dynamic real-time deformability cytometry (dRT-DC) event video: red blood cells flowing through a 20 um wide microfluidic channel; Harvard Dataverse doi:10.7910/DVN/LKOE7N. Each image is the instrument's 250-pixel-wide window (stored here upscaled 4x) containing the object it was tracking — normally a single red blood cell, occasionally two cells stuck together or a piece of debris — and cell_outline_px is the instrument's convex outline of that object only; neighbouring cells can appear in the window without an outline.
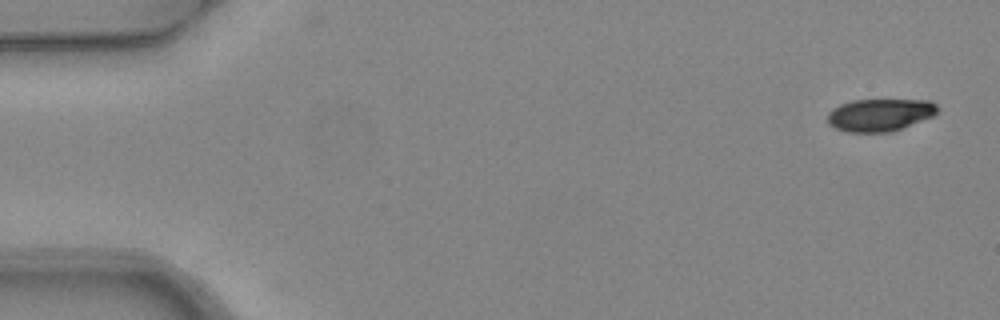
{"species": "common noctule bat (a hibernating species)", "species_latin": "Nyctalus noctula", "temperature_condition": "warm", "stored_images_in_passage": 5, "camera_frame_rate_fps": 3000, "um_per_image_px": 0.085, "animal": {"sex": "female", "body_mass_g": 24.6, "forearm_length_mm": 56.2}, "frame": {"image": 1, "passage_image": 1, "time_ms": 0.0, "image_size_px": [1000, 320], "cell_outline_px": [[936, 112], [932, 116], [892, 132], [848, 132], [836, 128], [828, 124], [828, 112], [832, 108], [840, 104], [852, 100], [932, 100], [936, 104]], "centroid_in_image_um": [74.76, 9.76], "position_along_channel_um": 10.2, "area_um2": 20.75}}
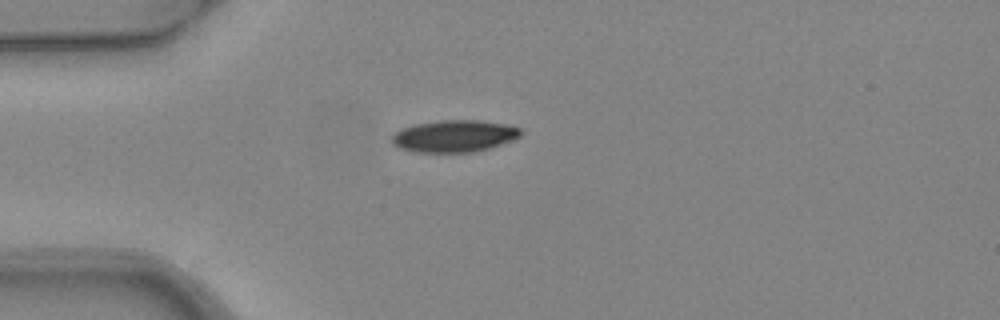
{"frame": {"image": 2, "passage_image": 4, "time_ms": 1.0, "image_size_px": [1000, 320], "cell_outline_px": [[524, 132], [520, 136], [512, 140], [488, 148], [472, 152], [416, 152], [400, 148], [392, 144], [392, 136], [400, 128], [412, 124], [440, 120], [480, 120], [508, 124], [520, 128]], "centroid_in_image_um": [38.61, 11.55], "position_along_channel_um": 46.4, "area_um2": 24.16}}